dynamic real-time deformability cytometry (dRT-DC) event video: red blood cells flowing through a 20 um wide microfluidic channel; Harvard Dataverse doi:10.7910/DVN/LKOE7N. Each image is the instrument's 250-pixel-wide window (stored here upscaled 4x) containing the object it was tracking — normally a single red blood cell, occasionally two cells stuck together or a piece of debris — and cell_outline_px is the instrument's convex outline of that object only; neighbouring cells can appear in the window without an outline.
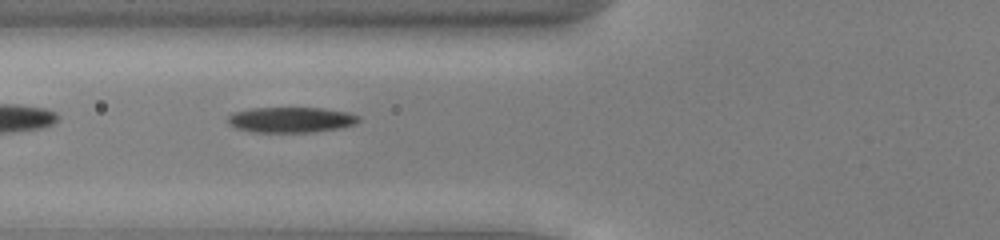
{"species": "common noctule bat (a hibernating species)", "species_latin": "Nyctalus noctula", "temperature_condition": "cold", "stored_images_in_passage": 35, "camera_frame_rate_fps": 3000, "um_per_image_px": 0.085, "animal": {"sex": "male", "body_mass_g": 13.0, "forearm_length_mm": 53.1}, "frame": {"image": 1, "passage_image": 3, "time_ms": 0.667, "image_size_px": [1000, 240], "cell_outline_px": [[360, 120], [356, 124], [340, 128], [308, 132], [252, 132], [236, 128], [228, 124], [228, 116], [236, 112], [252, 108], [320, 108], [348, 112], [360, 116]], "centroid_in_image_um": [24.75, 10.18], "position_along_channel_um": 101.1, "area_um2": 19.36}}
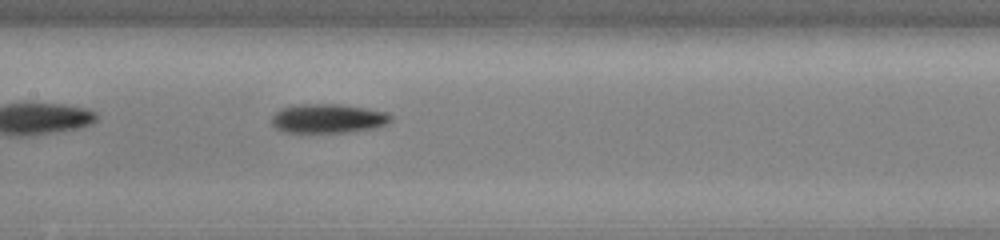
{"frame": {"image": 2, "passage_image": 9, "time_ms": 2.667, "image_size_px": [1000, 240], "cell_outline_px": [[392, 120], [388, 124], [376, 128], [348, 132], [280, 132], [272, 124], [272, 116], [280, 108], [296, 104], [340, 104], [388, 112], [392, 116]], "centroid_in_image_um": [27.89, 10.07], "position_along_channel_um": 179.5, "area_um2": 20.46}}
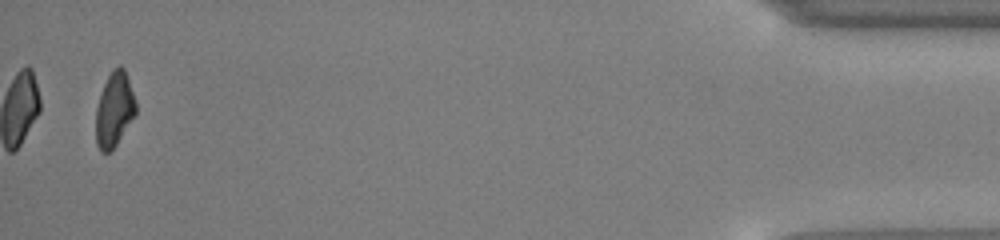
{"frame": {"image": 3, "passage_image": 34, "time_ms": 11.0, "image_size_px": [1000, 240], "cell_outline_px": [[136, 112], [116, 144], [108, 152], [100, 152], [96, 144], [96, 108], [104, 84], [112, 68], [120, 64], [124, 68], [128, 76], [136, 100]], "centroid_in_image_um": [9.72, 9.26], "position_along_channel_um": 425.5, "area_um2": 17.28}, "authors_computed_cell_mechanics": {"area_um2": 19.074, "velocity_mm_per_s": 3.9107, "shape_relaxation_time_tau1_ms": 3.2527, "shape_relaxation_time_tau2_ms": 7.8176, "deformation_change_tau1": 0.1266, "deformation_change_tau2": 0.1674}}